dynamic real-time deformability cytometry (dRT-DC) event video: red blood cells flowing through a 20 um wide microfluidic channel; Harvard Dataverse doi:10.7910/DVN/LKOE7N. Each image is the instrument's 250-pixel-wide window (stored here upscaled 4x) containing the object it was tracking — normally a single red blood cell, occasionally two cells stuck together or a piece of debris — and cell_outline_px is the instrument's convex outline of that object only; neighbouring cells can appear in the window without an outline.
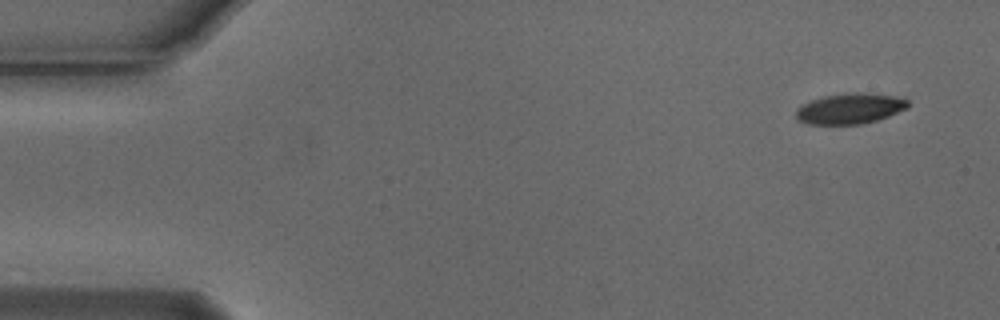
{"species": "Egyptian fruit bat (a non-hibernating species)", "species_latin": "Rousettus aegyptiacus", "temperature_condition": "cold", "stored_images_in_passage": 5, "camera_frame_rate_fps": 3000, "um_per_image_px": 0.085, "animal": {"sex": "male"}, "frame": {"image": 1, "passage_image": 1, "time_ms": 0.0, "image_size_px": [1000, 320], "cell_outline_px": [[908, 108], [888, 116], [876, 120], [860, 124], [808, 124], [796, 120], [796, 108], [812, 100], [824, 96], [856, 92], [892, 96], [908, 100]], "centroid_in_image_um": [72.21, 9.24], "position_along_channel_um": 12.8, "area_um2": 19.65}}
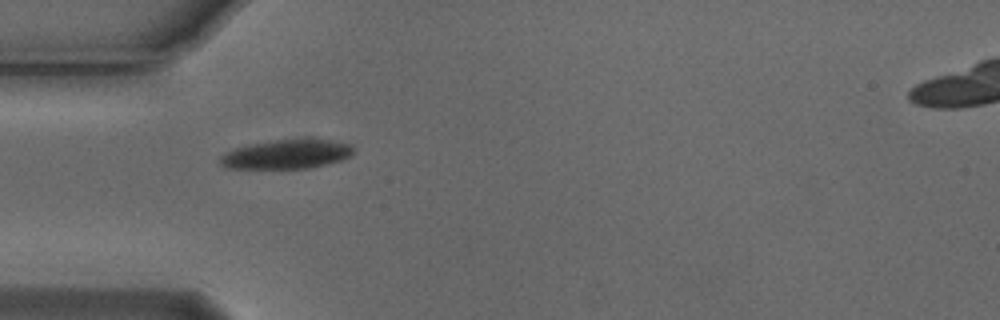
{"frame": {"image": 2, "passage_image": 4, "time_ms": 1.0, "image_size_px": [1000, 320], "cell_outline_px": [[352, 152], [348, 156], [340, 160], [328, 164], [308, 168], [224, 168], [220, 164], [220, 156], [236, 148], [248, 144], [276, 140], [332, 140], [352, 144]], "centroid_in_image_um": [24.34, 13.12], "position_along_channel_um": 60.7, "area_um2": 22.25}}
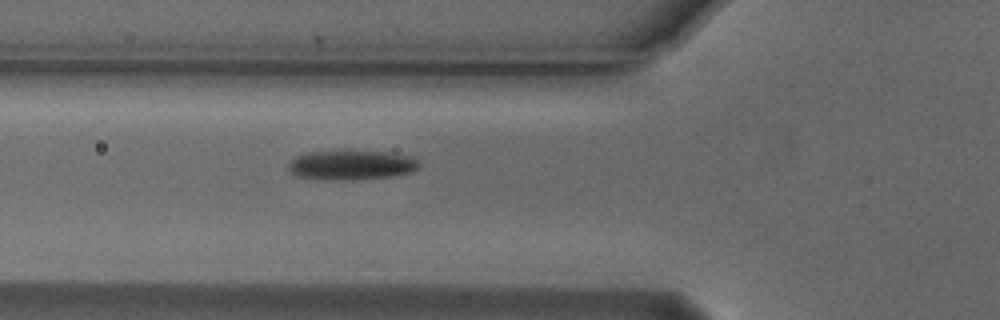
{"frame": {"image": 3, "passage_image": 5, "time_ms": 1.333, "image_size_px": [1000, 320], "cell_outline_px": [[420, 168], [412, 172], [392, 176], [356, 180], [328, 180], [300, 176], [292, 172], [288, 168], [288, 164], [296, 156], [308, 152], [352, 148], [384, 152], [412, 156], [420, 164]], "centroid_in_image_um": [29.9, 13.99], "position_along_channel_um": 95.9, "area_um2": 23.29}}